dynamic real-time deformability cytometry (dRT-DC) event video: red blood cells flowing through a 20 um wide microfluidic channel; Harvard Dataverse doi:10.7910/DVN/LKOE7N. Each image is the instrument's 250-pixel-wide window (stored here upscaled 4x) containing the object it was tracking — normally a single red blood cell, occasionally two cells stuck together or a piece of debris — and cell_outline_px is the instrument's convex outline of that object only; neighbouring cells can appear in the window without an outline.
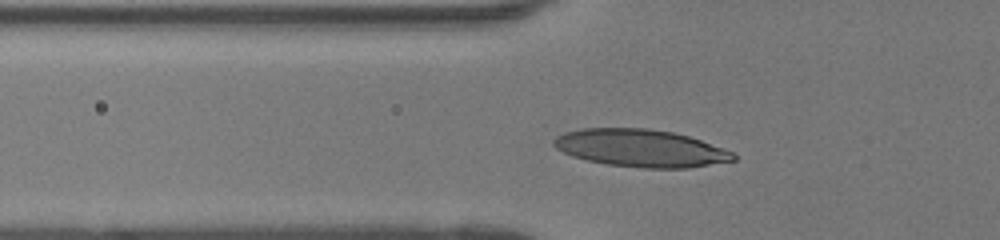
{"species": "human", "species_latin": "Homo sapiens", "temperature_condition": "room temperature", "stored_images_in_passage": 41, "camera_frame_rate_fps": 3000, "um_per_image_px": 0.085, "donor": {"sex": "female"}, "frame": {"image": 1, "passage_image": 9, "time_ms": 2.667, "image_size_px": [1000, 240], "cell_outline_px": [[736, 160], [688, 168], [644, 168], [608, 164], [588, 160], [572, 156], [556, 148], [552, 144], [552, 140], [556, 136], [564, 132], [580, 128], [648, 128], [672, 132], [688, 136], [700, 140], [732, 152], [736, 156]], "centroid_in_image_um": [54.42, 12.58], "position_along_channel_um": 71.4, "area_um2": 39.07}}
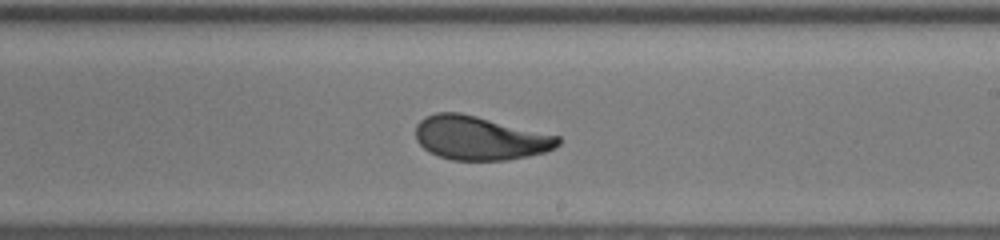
{"frame": {"image": 2, "passage_image": 22, "time_ms": 7.0, "image_size_px": [1000, 240], "cell_outline_px": [[560, 144], [556, 148], [544, 152], [528, 156], [508, 160], [452, 160], [440, 156], [424, 148], [416, 140], [416, 124], [424, 116], [436, 112], [460, 112], [560, 136]], "centroid_in_image_um": [40.79, 11.73], "position_along_channel_um": 248.2, "area_um2": 36.36}}
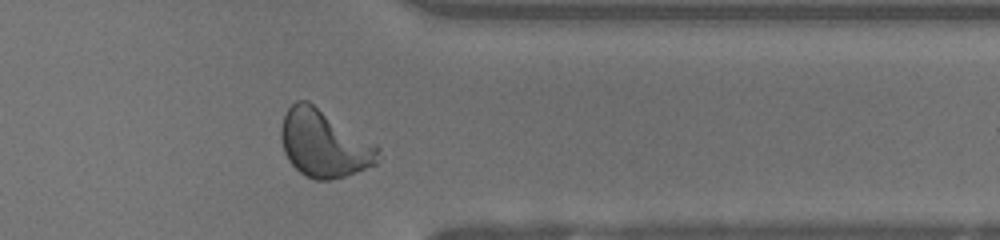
{"frame": {"image": 3, "passage_image": 32, "time_ms": 10.333, "image_size_px": [1000, 240], "cell_outline_px": [[380, 148], [376, 164], [344, 176], [328, 180], [316, 180], [304, 176], [288, 160], [284, 152], [280, 136], [280, 128], [284, 112], [296, 100], [308, 100], [376, 144]], "centroid_in_image_um": [27.5, 12.19], "position_along_channel_um": 383.9, "area_um2": 38.03}}